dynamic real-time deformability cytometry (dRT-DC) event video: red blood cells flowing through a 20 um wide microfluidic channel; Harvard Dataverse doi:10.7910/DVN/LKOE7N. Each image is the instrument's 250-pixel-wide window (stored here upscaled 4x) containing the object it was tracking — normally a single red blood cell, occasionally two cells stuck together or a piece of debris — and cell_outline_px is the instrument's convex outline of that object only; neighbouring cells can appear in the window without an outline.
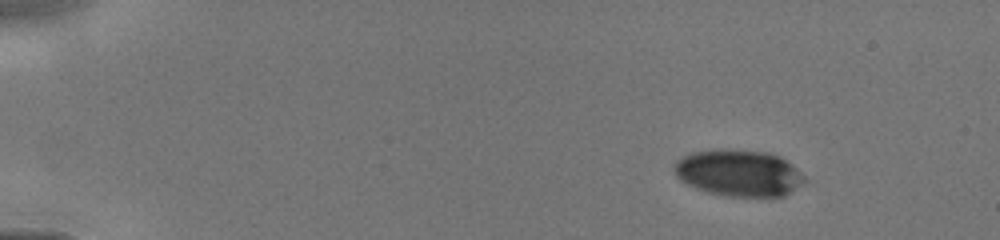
{"species": "human", "species_latin": "Homo sapiens", "temperature_condition": "cold", "stored_images_in_passage": 5, "camera_frame_rate_fps": 3000, "um_per_image_px": 0.085, "donor": {"sex": "male"}, "frame": {"image": 1, "passage_image": 1, "time_ms": 0.0, "image_size_px": [1000, 240], "cell_outline_px": [[808, 180], [804, 184], [784, 196], [724, 196], [708, 192], [696, 188], [680, 180], [676, 176], [676, 160], [692, 152], [724, 148], [768, 152], [780, 156], [800, 172]], "centroid_in_image_um": [62.82, 14.7], "position_along_channel_um": 22.2, "area_um2": 35.37}}
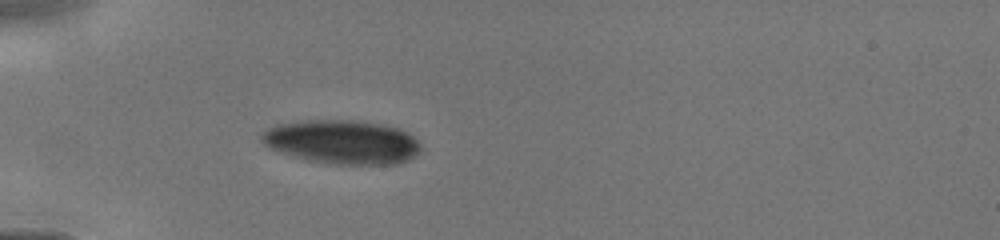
{"frame": {"image": 2, "passage_image": 5, "time_ms": 3.0, "image_size_px": [1000, 240], "cell_outline_px": [[420, 152], [408, 160], [396, 164], [332, 164], [308, 160], [272, 148], [264, 144], [260, 140], [260, 136], [268, 128], [276, 124], [300, 120], [352, 120], [400, 128], [412, 136], [420, 144]], "centroid_in_image_um": [29.08, 12.06], "position_along_channel_um": 55.9, "area_um2": 40.4}}